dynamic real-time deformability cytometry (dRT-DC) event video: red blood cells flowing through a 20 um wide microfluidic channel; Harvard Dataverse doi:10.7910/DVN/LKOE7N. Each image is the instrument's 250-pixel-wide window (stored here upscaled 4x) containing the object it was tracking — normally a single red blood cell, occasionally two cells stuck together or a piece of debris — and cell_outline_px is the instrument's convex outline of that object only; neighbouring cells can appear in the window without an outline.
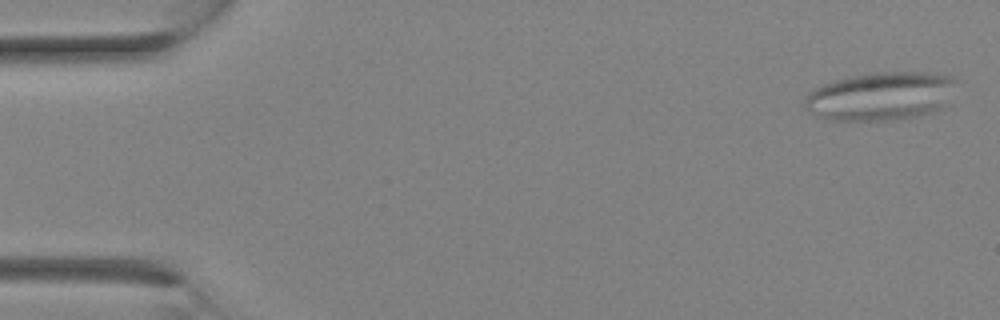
{"species": "Egyptian fruit bat (a non-hibernating species)", "species_latin": "Rousettus aegyptiacus", "temperature_condition": "room temperature", "stored_images_in_passage": 27, "camera_frame_rate_fps": 3000, "um_per_image_px": 0.085, "animal": {"sex": "female"}, "frame": {"image": 1, "passage_image": 1, "time_ms": 0.0, "image_size_px": [1000, 320], "cell_outline_px": [[956, 80], [948, 108], [936, 112], [920, 116], [900, 120], [828, 120], [808, 112], [804, 108], [804, 96], [808, 92], [824, 84], [836, 80], [852, 76], [876, 72], [936, 72], [952, 76]], "centroid_in_image_um": [74.93, 8.19], "position_along_channel_um": 10.1, "area_um2": 43.7}}
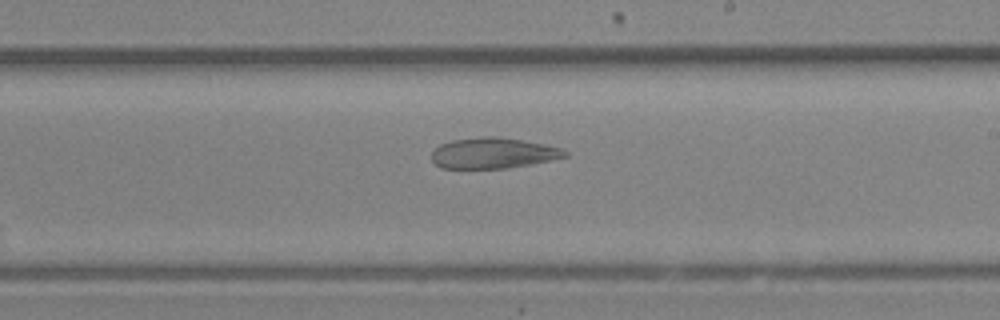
{"frame": {"image": 2, "passage_image": 16, "time_ms": 5.0, "image_size_px": [1000, 320], "cell_outline_px": [[568, 156], [552, 160], [508, 168], [440, 168], [432, 160], [432, 152], [440, 144], [452, 140], [480, 136], [500, 136], [544, 144], [560, 148], [568, 152]], "centroid_in_image_um": [41.92, 13.0], "position_along_channel_um": 247.1, "area_um2": 23.93}}
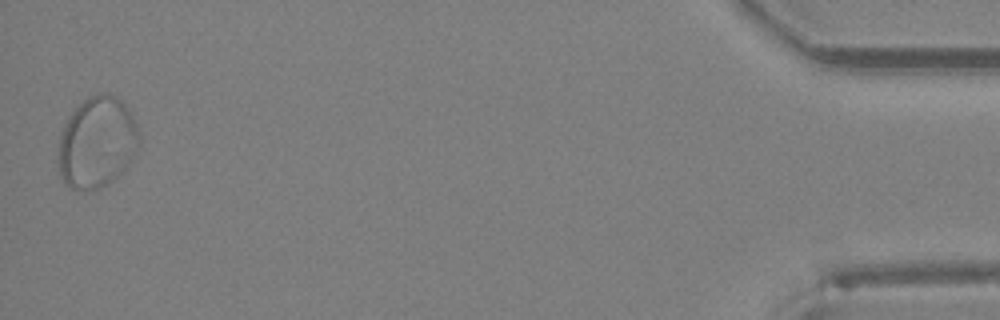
{"frame": {"image": 3, "passage_image": 27, "time_ms": 8.667, "image_size_px": [1000, 320], "cell_outline_px": [[140, 148], [132, 160], [112, 180], [100, 188], [68, 188], [64, 184], [60, 176], [56, 160], [60, 132], [68, 116], [76, 104], [88, 96], [96, 92], [108, 92], [116, 96], [132, 112], [140, 136]], "centroid_in_image_um": [8.22, 12.05], "position_along_channel_um": 427.0, "area_um2": 43.87}}